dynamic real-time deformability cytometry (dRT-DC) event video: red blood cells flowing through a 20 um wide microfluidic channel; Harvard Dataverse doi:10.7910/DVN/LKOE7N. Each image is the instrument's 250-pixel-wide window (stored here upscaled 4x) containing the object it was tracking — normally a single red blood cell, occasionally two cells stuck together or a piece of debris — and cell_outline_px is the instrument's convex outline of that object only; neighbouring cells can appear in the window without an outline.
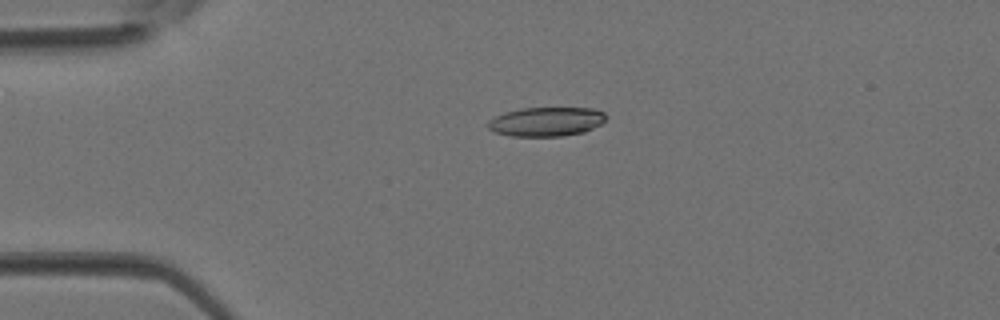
{"species": "Egyptian fruit bat (a non-hibernating species)", "species_latin": "Rousettus aegyptiacus", "temperature_condition": "room temperature", "stored_images_in_passage": 4, "camera_frame_rate_fps": 3000, "um_per_image_px": 0.085, "animal": {"sex": "female"}, "frame": {"image": 1, "passage_image": 3, "time_ms": 0.667, "image_size_px": [1000, 320], "cell_outline_px": [[608, 116], [600, 124], [584, 132], [564, 136], [512, 136], [492, 132], [488, 128], [488, 120], [504, 112], [520, 108], [592, 108], [604, 112]], "centroid_in_image_um": [46.42, 10.34], "position_along_channel_um": 38.6, "area_um2": 20.17}}